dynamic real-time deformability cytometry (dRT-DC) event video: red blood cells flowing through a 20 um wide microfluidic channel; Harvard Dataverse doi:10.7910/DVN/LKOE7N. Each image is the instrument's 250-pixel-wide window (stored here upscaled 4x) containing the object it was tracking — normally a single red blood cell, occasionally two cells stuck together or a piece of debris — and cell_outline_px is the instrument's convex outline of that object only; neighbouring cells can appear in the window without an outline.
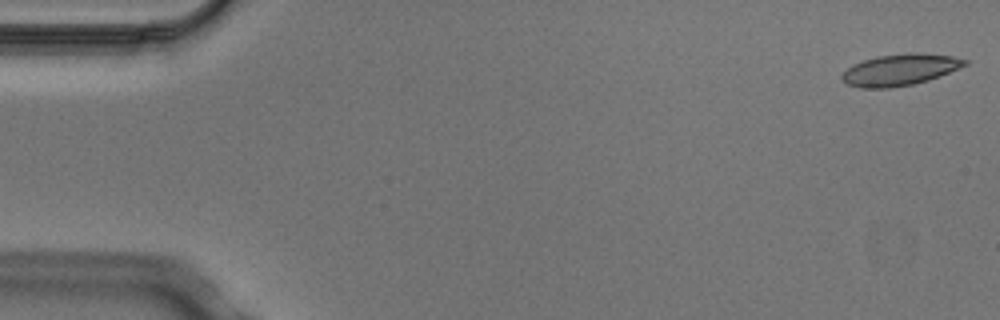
{"species": "Egyptian fruit bat (a non-hibernating species)", "species_latin": "Rousettus aegyptiacus", "temperature_condition": "cold", "stored_images_in_passage": 4, "camera_frame_rate_fps": 3000, "um_per_image_px": 0.085, "animal": {"sex": "male"}, "frame": {"image": 1, "passage_image": 1, "time_ms": 0.0, "image_size_px": [1000, 320], "cell_outline_px": [[968, 64], [928, 80], [912, 84], [892, 88], [860, 88], [848, 84], [840, 80], [840, 76], [848, 68], [864, 60], [876, 56], [908, 52], [916, 52], [952, 56], [968, 60]], "centroid_in_image_um": [76.48, 5.93], "position_along_channel_um": 8.5, "area_um2": 22.43}}
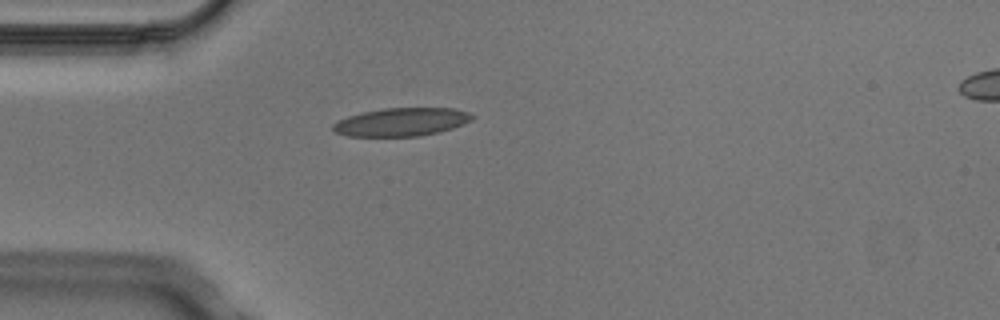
{"frame": {"image": 2, "passage_image": 4, "time_ms": 1.0, "image_size_px": [1000, 320], "cell_outline_px": [[476, 116], [472, 120], [464, 124], [440, 132], [420, 136], [348, 136], [336, 132], [332, 128], [332, 124], [348, 116], [360, 112], [384, 108], [456, 108], [468, 112]], "centroid_in_image_um": [34.16, 10.36], "position_along_channel_um": 50.8, "area_um2": 23.0}}